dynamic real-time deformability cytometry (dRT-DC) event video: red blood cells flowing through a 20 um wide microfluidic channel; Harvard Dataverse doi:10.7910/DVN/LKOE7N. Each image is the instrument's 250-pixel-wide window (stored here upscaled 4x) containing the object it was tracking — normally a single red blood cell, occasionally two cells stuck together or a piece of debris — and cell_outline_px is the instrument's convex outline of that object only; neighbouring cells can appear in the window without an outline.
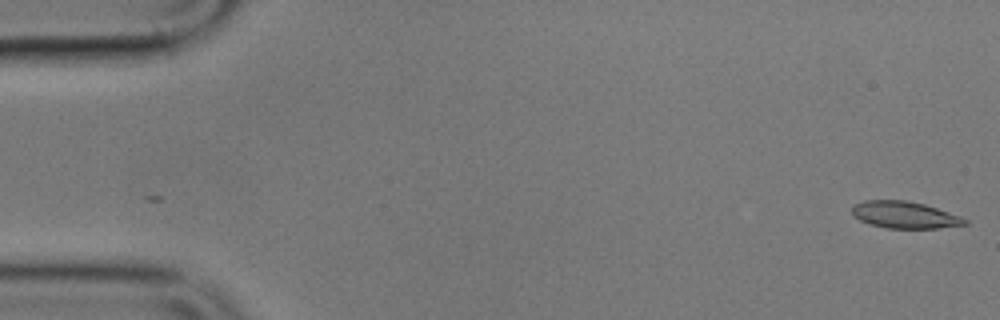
{"species": "common noctule bat (a hibernating species)", "species_latin": "Nyctalus noctula", "temperature_condition": "cold", "stored_images_in_passage": 50, "camera_frame_rate_fps": 3000, "um_per_image_px": 0.085, "animal": {"sex": "male", "body_mass_g": 17.9}, "frame": {"image": 1, "passage_image": 1, "time_ms": 0.0, "image_size_px": [1000, 320], "cell_outline_px": [[968, 224], [936, 228], [888, 228], [872, 224], [860, 220], [852, 216], [852, 204], [864, 200], [904, 200], [924, 204], [960, 216], [968, 220]], "centroid_in_image_um": [76.86, 18.25], "position_along_channel_um": 8.1, "area_um2": 17.57}}
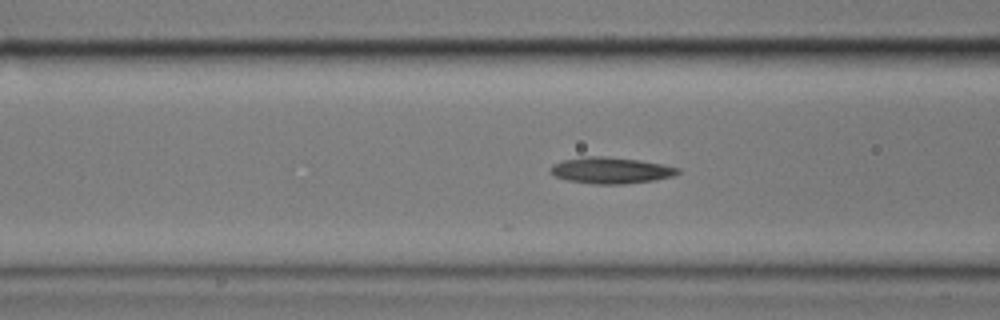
{"frame": {"image": 2, "passage_image": 21, "time_ms": 6.667, "image_size_px": [1000, 320], "cell_outline_px": [[680, 172], [672, 176], [656, 180], [624, 184], [596, 184], [568, 180], [556, 176], [548, 172], [548, 168], [552, 164], [564, 160], [584, 156], [604, 156], [640, 160], [680, 168]], "centroid_in_image_um": [51.89, 14.48], "position_along_channel_um": 114.7, "area_um2": 19.54}}
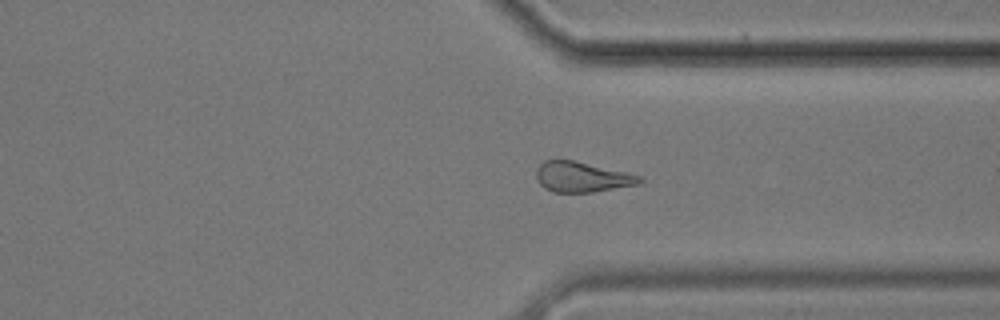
{"frame": {"image": 3, "passage_image": 42, "time_ms": 13.667, "image_size_px": [1000, 320], "cell_outline_px": [[644, 180], [640, 184], [592, 192], [552, 192], [544, 188], [536, 180], [536, 168], [544, 160], [572, 160], [624, 172], [640, 176]], "centroid_in_image_um": [49.42, 15.05], "position_along_channel_um": 362.0, "area_um2": 18.09}}